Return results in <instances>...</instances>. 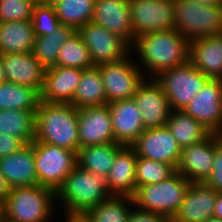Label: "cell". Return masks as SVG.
Segmentation results:
<instances>
[{
  "label": "cell",
  "mask_w": 222,
  "mask_h": 222,
  "mask_svg": "<svg viewBox=\"0 0 222 222\" xmlns=\"http://www.w3.org/2000/svg\"><path fill=\"white\" fill-rule=\"evenodd\" d=\"M55 202V191L39 184L11 188L2 205V217L9 222H48Z\"/></svg>",
  "instance_id": "4"
},
{
  "label": "cell",
  "mask_w": 222,
  "mask_h": 222,
  "mask_svg": "<svg viewBox=\"0 0 222 222\" xmlns=\"http://www.w3.org/2000/svg\"><path fill=\"white\" fill-rule=\"evenodd\" d=\"M130 147L138 157L171 164L175 169L182 150L167 126L145 129Z\"/></svg>",
  "instance_id": "13"
},
{
  "label": "cell",
  "mask_w": 222,
  "mask_h": 222,
  "mask_svg": "<svg viewBox=\"0 0 222 222\" xmlns=\"http://www.w3.org/2000/svg\"><path fill=\"white\" fill-rule=\"evenodd\" d=\"M205 222H222V219L215 217V216H211Z\"/></svg>",
  "instance_id": "46"
},
{
  "label": "cell",
  "mask_w": 222,
  "mask_h": 222,
  "mask_svg": "<svg viewBox=\"0 0 222 222\" xmlns=\"http://www.w3.org/2000/svg\"><path fill=\"white\" fill-rule=\"evenodd\" d=\"M166 126L181 149L206 139L211 132L185 111L172 110Z\"/></svg>",
  "instance_id": "28"
},
{
  "label": "cell",
  "mask_w": 222,
  "mask_h": 222,
  "mask_svg": "<svg viewBox=\"0 0 222 222\" xmlns=\"http://www.w3.org/2000/svg\"><path fill=\"white\" fill-rule=\"evenodd\" d=\"M97 65L103 80L108 104L117 100L131 99L147 78L139 63L129 59ZM143 70V71H142ZM145 77V78H144Z\"/></svg>",
  "instance_id": "9"
},
{
  "label": "cell",
  "mask_w": 222,
  "mask_h": 222,
  "mask_svg": "<svg viewBox=\"0 0 222 222\" xmlns=\"http://www.w3.org/2000/svg\"><path fill=\"white\" fill-rule=\"evenodd\" d=\"M138 156L130 146H124L115 157L107 175L108 186L117 196H133L136 191V160Z\"/></svg>",
  "instance_id": "24"
},
{
  "label": "cell",
  "mask_w": 222,
  "mask_h": 222,
  "mask_svg": "<svg viewBox=\"0 0 222 222\" xmlns=\"http://www.w3.org/2000/svg\"><path fill=\"white\" fill-rule=\"evenodd\" d=\"M32 21L0 23V54L32 52L35 43Z\"/></svg>",
  "instance_id": "25"
},
{
  "label": "cell",
  "mask_w": 222,
  "mask_h": 222,
  "mask_svg": "<svg viewBox=\"0 0 222 222\" xmlns=\"http://www.w3.org/2000/svg\"><path fill=\"white\" fill-rule=\"evenodd\" d=\"M0 172L11 188L38 185L33 145L0 158Z\"/></svg>",
  "instance_id": "22"
},
{
  "label": "cell",
  "mask_w": 222,
  "mask_h": 222,
  "mask_svg": "<svg viewBox=\"0 0 222 222\" xmlns=\"http://www.w3.org/2000/svg\"><path fill=\"white\" fill-rule=\"evenodd\" d=\"M92 22L124 39L134 42L129 0H95Z\"/></svg>",
  "instance_id": "19"
},
{
  "label": "cell",
  "mask_w": 222,
  "mask_h": 222,
  "mask_svg": "<svg viewBox=\"0 0 222 222\" xmlns=\"http://www.w3.org/2000/svg\"><path fill=\"white\" fill-rule=\"evenodd\" d=\"M213 216L222 219V193H218Z\"/></svg>",
  "instance_id": "42"
},
{
  "label": "cell",
  "mask_w": 222,
  "mask_h": 222,
  "mask_svg": "<svg viewBox=\"0 0 222 222\" xmlns=\"http://www.w3.org/2000/svg\"><path fill=\"white\" fill-rule=\"evenodd\" d=\"M5 81H6V78L4 75V68H3V65H2L1 59H0V83L5 82Z\"/></svg>",
  "instance_id": "45"
},
{
  "label": "cell",
  "mask_w": 222,
  "mask_h": 222,
  "mask_svg": "<svg viewBox=\"0 0 222 222\" xmlns=\"http://www.w3.org/2000/svg\"><path fill=\"white\" fill-rule=\"evenodd\" d=\"M204 183L216 192L222 193V141L215 147L213 170Z\"/></svg>",
  "instance_id": "38"
},
{
  "label": "cell",
  "mask_w": 222,
  "mask_h": 222,
  "mask_svg": "<svg viewBox=\"0 0 222 222\" xmlns=\"http://www.w3.org/2000/svg\"><path fill=\"white\" fill-rule=\"evenodd\" d=\"M146 80L145 78L133 97L141 113L144 128L164 127L172 112L169 101L154 77L151 81Z\"/></svg>",
  "instance_id": "15"
},
{
  "label": "cell",
  "mask_w": 222,
  "mask_h": 222,
  "mask_svg": "<svg viewBox=\"0 0 222 222\" xmlns=\"http://www.w3.org/2000/svg\"><path fill=\"white\" fill-rule=\"evenodd\" d=\"M11 187L8 185L6 179L0 172V205H3L7 196L10 193Z\"/></svg>",
  "instance_id": "41"
},
{
  "label": "cell",
  "mask_w": 222,
  "mask_h": 222,
  "mask_svg": "<svg viewBox=\"0 0 222 222\" xmlns=\"http://www.w3.org/2000/svg\"><path fill=\"white\" fill-rule=\"evenodd\" d=\"M134 40L141 34L174 29V0H129Z\"/></svg>",
  "instance_id": "10"
},
{
  "label": "cell",
  "mask_w": 222,
  "mask_h": 222,
  "mask_svg": "<svg viewBox=\"0 0 222 222\" xmlns=\"http://www.w3.org/2000/svg\"><path fill=\"white\" fill-rule=\"evenodd\" d=\"M196 4L222 5V0H186Z\"/></svg>",
  "instance_id": "43"
},
{
  "label": "cell",
  "mask_w": 222,
  "mask_h": 222,
  "mask_svg": "<svg viewBox=\"0 0 222 222\" xmlns=\"http://www.w3.org/2000/svg\"><path fill=\"white\" fill-rule=\"evenodd\" d=\"M183 111L211 133L222 135V80L210 78Z\"/></svg>",
  "instance_id": "14"
},
{
  "label": "cell",
  "mask_w": 222,
  "mask_h": 222,
  "mask_svg": "<svg viewBox=\"0 0 222 222\" xmlns=\"http://www.w3.org/2000/svg\"><path fill=\"white\" fill-rule=\"evenodd\" d=\"M115 143L130 146L144 132L141 113L134 98L108 104Z\"/></svg>",
  "instance_id": "20"
},
{
  "label": "cell",
  "mask_w": 222,
  "mask_h": 222,
  "mask_svg": "<svg viewBox=\"0 0 222 222\" xmlns=\"http://www.w3.org/2000/svg\"><path fill=\"white\" fill-rule=\"evenodd\" d=\"M95 0H60L53 4L61 24L78 31L83 25L92 22Z\"/></svg>",
  "instance_id": "33"
},
{
  "label": "cell",
  "mask_w": 222,
  "mask_h": 222,
  "mask_svg": "<svg viewBox=\"0 0 222 222\" xmlns=\"http://www.w3.org/2000/svg\"><path fill=\"white\" fill-rule=\"evenodd\" d=\"M36 112L0 110V132L19 138L25 144H31L35 138Z\"/></svg>",
  "instance_id": "29"
},
{
  "label": "cell",
  "mask_w": 222,
  "mask_h": 222,
  "mask_svg": "<svg viewBox=\"0 0 222 222\" xmlns=\"http://www.w3.org/2000/svg\"><path fill=\"white\" fill-rule=\"evenodd\" d=\"M6 81L36 89L44 85L45 68L32 52L0 54Z\"/></svg>",
  "instance_id": "17"
},
{
  "label": "cell",
  "mask_w": 222,
  "mask_h": 222,
  "mask_svg": "<svg viewBox=\"0 0 222 222\" xmlns=\"http://www.w3.org/2000/svg\"><path fill=\"white\" fill-rule=\"evenodd\" d=\"M41 94L33 88L13 82L0 83V110L37 111Z\"/></svg>",
  "instance_id": "30"
},
{
  "label": "cell",
  "mask_w": 222,
  "mask_h": 222,
  "mask_svg": "<svg viewBox=\"0 0 222 222\" xmlns=\"http://www.w3.org/2000/svg\"><path fill=\"white\" fill-rule=\"evenodd\" d=\"M78 134L80 148L114 143L112 118L108 104L78 108Z\"/></svg>",
  "instance_id": "16"
},
{
  "label": "cell",
  "mask_w": 222,
  "mask_h": 222,
  "mask_svg": "<svg viewBox=\"0 0 222 222\" xmlns=\"http://www.w3.org/2000/svg\"><path fill=\"white\" fill-rule=\"evenodd\" d=\"M128 222H170L165 216L139 209L135 206L133 208Z\"/></svg>",
  "instance_id": "40"
},
{
  "label": "cell",
  "mask_w": 222,
  "mask_h": 222,
  "mask_svg": "<svg viewBox=\"0 0 222 222\" xmlns=\"http://www.w3.org/2000/svg\"><path fill=\"white\" fill-rule=\"evenodd\" d=\"M131 48L140 55L138 59L150 72L146 73L150 79L189 61L190 41L175 29L141 34L135 38Z\"/></svg>",
  "instance_id": "1"
},
{
  "label": "cell",
  "mask_w": 222,
  "mask_h": 222,
  "mask_svg": "<svg viewBox=\"0 0 222 222\" xmlns=\"http://www.w3.org/2000/svg\"><path fill=\"white\" fill-rule=\"evenodd\" d=\"M221 141V134L211 133L200 143L183 148L176 171L190 182H204L213 170L215 147Z\"/></svg>",
  "instance_id": "12"
},
{
  "label": "cell",
  "mask_w": 222,
  "mask_h": 222,
  "mask_svg": "<svg viewBox=\"0 0 222 222\" xmlns=\"http://www.w3.org/2000/svg\"><path fill=\"white\" fill-rule=\"evenodd\" d=\"M36 3H43L45 2L46 0H34Z\"/></svg>",
  "instance_id": "48"
},
{
  "label": "cell",
  "mask_w": 222,
  "mask_h": 222,
  "mask_svg": "<svg viewBox=\"0 0 222 222\" xmlns=\"http://www.w3.org/2000/svg\"><path fill=\"white\" fill-rule=\"evenodd\" d=\"M189 61L207 77L222 80V34L192 40Z\"/></svg>",
  "instance_id": "23"
},
{
  "label": "cell",
  "mask_w": 222,
  "mask_h": 222,
  "mask_svg": "<svg viewBox=\"0 0 222 222\" xmlns=\"http://www.w3.org/2000/svg\"><path fill=\"white\" fill-rule=\"evenodd\" d=\"M155 79L161 85L171 109L183 111L210 78L188 61L162 71Z\"/></svg>",
  "instance_id": "7"
},
{
  "label": "cell",
  "mask_w": 222,
  "mask_h": 222,
  "mask_svg": "<svg viewBox=\"0 0 222 222\" xmlns=\"http://www.w3.org/2000/svg\"><path fill=\"white\" fill-rule=\"evenodd\" d=\"M217 196L218 192L204 182H191L170 222H205L214 214Z\"/></svg>",
  "instance_id": "18"
},
{
  "label": "cell",
  "mask_w": 222,
  "mask_h": 222,
  "mask_svg": "<svg viewBox=\"0 0 222 222\" xmlns=\"http://www.w3.org/2000/svg\"><path fill=\"white\" fill-rule=\"evenodd\" d=\"M35 4L34 0H0V23L31 21Z\"/></svg>",
  "instance_id": "37"
},
{
  "label": "cell",
  "mask_w": 222,
  "mask_h": 222,
  "mask_svg": "<svg viewBox=\"0 0 222 222\" xmlns=\"http://www.w3.org/2000/svg\"><path fill=\"white\" fill-rule=\"evenodd\" d=\"M82 69L54 66L45 69L41 101L70 104L81 79Z\"/></svg>",
  "instance_id": "21"
},
{
  "label": "cell",
  "mask_w": 222,
  "mask_h": 222,
  "mask_svg": "<svg viewBox=\"0 0 222 222\" xmlns=\"http://www.w3.org/2000/svg\"><path fill=\"white\" fill-rule=\"evenodd\" d=\"M174 29L190 42L222 34V5L174 0Z\"/></svg>",
  "instance_id": "6"
},
{
  "label": "cell",
  "mask_w": 222,
  "mask_h": 222,
  "mask_svg": "<svg viewBox=\"0 0 222 222\" xmlns=\"http://www.w3.org/2000/svg\"><path fill=\"white\" fill-rule=\"evenodd\" d=\"M0 222H9L7 220H5L3 217L0 219Z\"/></svg>",
  "instance_id": "50"
},
{
  "label": "cell",
  "mask_w": 222,
  "mask_h": 222,
  "mask_svg": "<svg viewBox=\"0 0 222 222\" xmlns=\"http://www.w3.org/2000/svg\"><path fill=\"white\" fill-rule=\"evenodd\" d=\"M175 172L176 169L171 164L138 157L136 160V189L142 185L167 180Z\"/></svg>",
  "instance_id": "35"
},
{
  "label": "cell",
  "mask_w": 222,
  "mask_h": 222,
  "mask_svg": "<svg viewBox=\"0 0 222 222\" xmlns=\"http://www.w3.org/2000/svg\"><path fill=\"white\" fill-rule=\"evenodd\" d=\"M2 218V205H0V219Z\"/></svg>",
  "instance_id": "49"
},
{
  "label": "cell",
  "mask_w": 222,
  "mask_h": 222,
  "mask_svg": "<svg viewBox=\"0 0 222 222\" xmlns=\"http://www.w3.org/2000/svg\"><path fill=\"white\" fill-rule=\"evenodd\" d=\"M58 1H60V0H46L44 3L53 5L54 3L58 2Z\"/></svg>",
  "instance_id": "47"
},
{
  "label": "cell",
  "mask_w": 222,
  "mask_h": 222,
  "mask_svg": "<svg viewBox=\"0 0 222 222\" xmlns=\"http://www.w3.org/2000/svg\"><path fill=\"white\" fill-rule=\"evenodd\" d=\"M76 108L107 105V96L99 67L82 70L81 79L70 103Z\"/></svg>",
  "instance_id": "26"
},
{
  "label": "cell",
  "mask_w": 222,
  "mask_h": 222,
  "mask_svg": "<svg viewBox=\"0 0 222 222\" xmlns=\"http://www.w3.org/2000/svg\"><path fill=\"white\" fill-rule=\"evenodd\" d=\"M123 147V145L114 142L80 148L77 154L78 165L93 174L107 177L114 164L116 154Z\"/></svg>",
  "instance_id": "27"
},
{
  "label": "cell",
  "mask_w": 222,
  "mask_h": 222,
  "mask_svg": "<svg viewBox=\"0 0 222 222\" xmlns=\"http://www.w3.org/2000/svg\"><path fill=\"white\" fill-rule=\"evenodd\" d=\"M56 66L82 70L94 66L90 52L77 31L62 45Z\"/></svg>",
  "instance_id": "34"
},
{
  "label": "cell",
  "mask_w": 222,
  "mask_h": 222,
  "mask_svg": "<svg viewBox=\"0 0 222 222\" xmlns=\"http://www.w3.org/2000/svg\"><path fill=\"white\" fill-rule=\"evenodd\" d=\"M31 21L36 37L52 34L61 24L53 5L44 2L35 4Z\"/></svg>",
  "instance_id": "36"
},
{
  "label": "cell",
  "mask_w": 222,
  "mask_h": 222,
  "mask_svg": "<svg viewBox=\"0 0 222 222\" xmlns=\"http://www.w3.org/2000/svg\"><path fill=\"white\" fill-rule=\"evenodd\" d=\"M56 201H61L67 216H82L87 210L115 196L106 177L93 174L77 166L68 174L55 192Z\"/></svg>",
  "instance_id": "3"
},
{
  "label": "cell",
  "mask_w": 222,
  "mask_h": 222,
  "mask_svg": "<svg viewBox=\"0 0 222 222\" xmlns=\"http://www.w3.org/2000/svg\"><path fill=\"white\" fill-rule=\"evenodd\" d=\"M34 141L63 147L78 154V108L68 103L41 101L36 112Z\"/></svg>",
  "instance_id": "2"
},
{
  "label": "cell",
  "mask_w": 222,
  "mask_h": 222,
  "mask_svg": "<svg viewBox=\"0 0 222 222\" xmlns=\"http://www.w3.org/2000/svg\"><path fill=\"white\" fill-rule=\"evenodd\" d=\"M25 145L21 139L0 132V158L19 151Z\"/></svg>",
  "instance_id": "39"
},
{
  "label": "cell",
  "mask_w": 222,
  "mask_h": 222,
  "mask_svg": "<svg viewBox=\"0 0 222 222\" xmlns=\"http://www.w3.org/2000/svg\"><path fill=\"white\" fill-rule=\"evenodd\" d=\"M134 206L132 196H113L87 210L82 217L87 222H128Z\"/></svg>",
  "instance_id": "32"
},
{
  "label": "cell",
  "mask_w": 222,
  "mask_h": 222,
  "mask_svg": "<svg viewBox=\"0 0 222 222\" xmlns=\"http://www.w3.org/2000/svg\"><path fill=\"white\" fill-rule=\"evenodd\" d=\"M77 32L88 48L94 65L123 60L131 51V46L124 39L93 22L83 25Z\"/></svg>",
  "instance_id": "11"
},
{
  "label": "cell",
  "mask_w": 222,
  "mask_h": 222,
  "mask_svg": "<svg viewBox=\"0 0 222 222\" xmlns=\"http://www.w3.org/2000/svg\"><path fill=\"white\" fill-rule=\"evenodd\" d=\"M31 144L34 147L38 184L56 192L77 166V153L40 141H33Z\"/></svg>",
  "instance_id": "8"
},
{
  "label": "cell",
  "mask_w": 222,
  "mask_h": 222,
  "mask_svg": "<svg viewBox=\"0 0 222 222\" xmlns=\"http://www.w3.org/2000/svg\"><path fill=\"white\" fill-rule=\"evenodd\" d=\"M191 182L177 171L167 180L138 187L134 193V206L156 212L169 221L175 216L182 204Z\"/></svg>",
  "instance_id": "5"
},
{
  "label": "cell",
  "mask_w": 222,
  "mask_h": 222,
  "mask_svg": "<svg viewBox=\"0 0 222 222\" xmlns=\"http://www.w3.org/2000/svg\"><path fill=\"white\" fill-rule=\"evenodd\" d=\"M75 32L76 30L73 27L60 24L52 34L36 37L32 51L33 55L39 60L45 69L56 66L62 45Z\"/></svg>",
  "instance_id": "31"
},
{
  "label": "cell",
  "mask_w": 222,
  "mask_h": 222,
  "mask_svg": "<svg viewBox=\"0 0 222 222\" xmlns=\"http://www.w3.org/2000/svg\"><path fill=\"white\" fill-rule=\"evenodd\" d=\"M65 222H87L82 216H67Z\"/></svg>",
  "instance_id": "44"
}]
</instances>
